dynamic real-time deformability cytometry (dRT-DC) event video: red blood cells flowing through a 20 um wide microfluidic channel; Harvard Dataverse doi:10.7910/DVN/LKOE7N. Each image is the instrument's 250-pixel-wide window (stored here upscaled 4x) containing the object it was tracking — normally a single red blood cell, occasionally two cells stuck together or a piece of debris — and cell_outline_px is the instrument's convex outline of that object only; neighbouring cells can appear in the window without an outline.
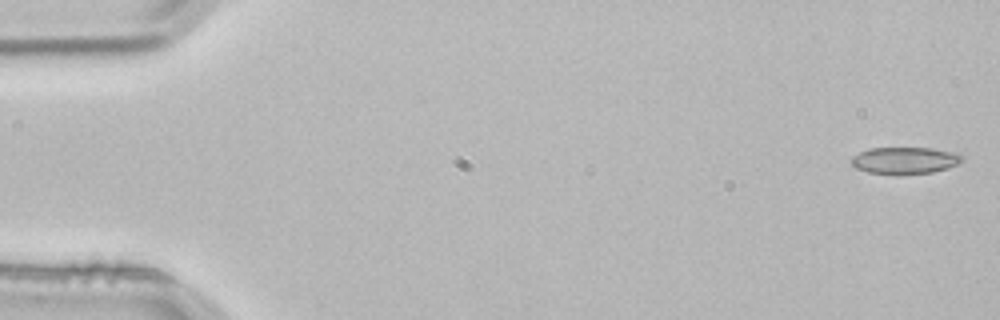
{"species": "common noctule bat (a hibernating species)", "species_latin": "Nyctalus noctula", "temperature_condition": "room temperature", "stored_images_in_passage": 4, "camera_frame_rate_fps": 3000, "um_per_image_px": 0.085, "animal": {"sex": "male", "body_mass_g": 21.5, "forearm_length_mm": 52.0}, "frame": {"image": 1, "passage_image": 1, "time_ms": 0.0, "image_size_px": [1000, 320], "cell_outline_px": [[964, 160], [948, 168], [932, 172], [868, 172], [856, 168], [852, 164], [852, 156], [868, 148], [932, 148], [952, 152], [964, 156]], "centroid_in_image_um": [76.93, 13.6], "position_along_channel_um": 8.1, "area_um2": 16.65}}